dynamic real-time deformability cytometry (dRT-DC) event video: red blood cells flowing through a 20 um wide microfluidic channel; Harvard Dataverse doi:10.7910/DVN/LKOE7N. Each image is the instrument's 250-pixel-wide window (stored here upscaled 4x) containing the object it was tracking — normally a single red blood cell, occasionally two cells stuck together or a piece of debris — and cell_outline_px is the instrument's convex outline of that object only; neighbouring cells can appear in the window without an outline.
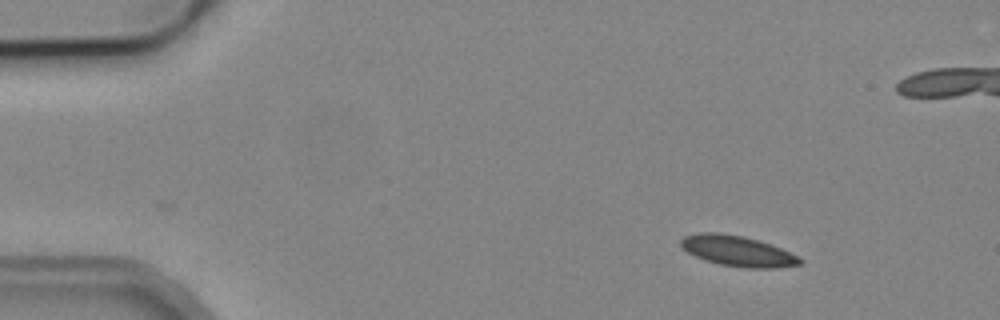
{"species": "common noctule bat (a hibernating species)", "species_latin": "Nyctalus noctula", "temperature_condition": "cold", "stored_images_in_passage": 7, "camera_frame_rate_fps": 3000, "um_per_image_px": 0.085, "animal": {"sex": "male", "body_mass_g": 19.2, "forearm_length_mm": 51.8}, "frame": {"image": 1, "passage_image": 2, "time_ms": 1.333, "image_size_px": [1000, 320], "cell_outline_px": [[804, 260], [800, 264], [776, 268], [744, 268], [720, 264], [704, 260], [688, 252], [680, 244], [680, 240], [684, 236], [700, 232], [716, 232], [744, 236], [780, 248], [800, 256]], "centroid_in_image_um": [62.7, 21.34], "position_along_channel_um": 22.3, "area_um2": 21.1}}